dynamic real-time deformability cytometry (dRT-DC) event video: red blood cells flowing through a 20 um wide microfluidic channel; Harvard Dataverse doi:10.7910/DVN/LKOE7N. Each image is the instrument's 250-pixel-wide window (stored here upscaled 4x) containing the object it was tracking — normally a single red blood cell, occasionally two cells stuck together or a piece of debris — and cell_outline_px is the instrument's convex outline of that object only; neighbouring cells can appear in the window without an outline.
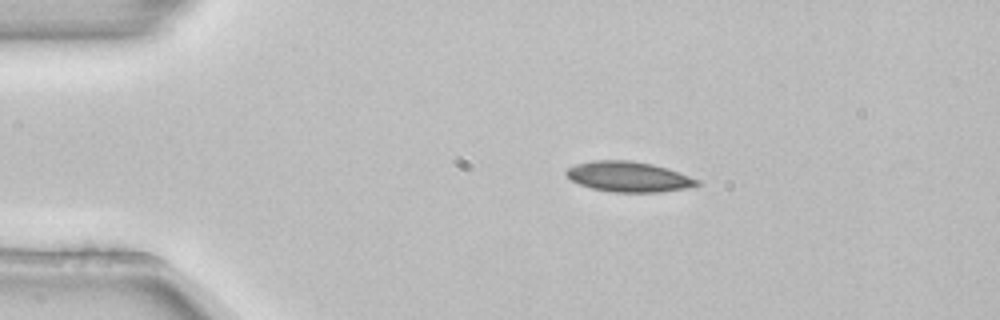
{"species": "common noctule bat (a hibernating species)", "species_latin": "Nyctalus noctula", "temperature_condition": "room temperature", "stored_images_in_passage": 3, "camera_frame_rate_fps": 3000, "um_per_image_px": 0.085, "animal": {"sex": "female", "body_mass_g": 22.7, "forearm_length_mm": 54.2}, "frame": {"image": 1, "passage_image": 2, "time_ms": 0.333, "image_size_px": [1000, 320], "cell_outline_px": [[700, 184], [684, 188], [660, 192], [612, 192], [592, 188], [580, 184], [572, 180], [564, 172], [568, 168], [576, 164], [592, 160], [632, 160], [652, 164], [668, 168], [700, 180]], "centroid_in_image_um": [53.43, 15.01], "position_along_channel_um": 31.6, "area_um2": 23.0}}